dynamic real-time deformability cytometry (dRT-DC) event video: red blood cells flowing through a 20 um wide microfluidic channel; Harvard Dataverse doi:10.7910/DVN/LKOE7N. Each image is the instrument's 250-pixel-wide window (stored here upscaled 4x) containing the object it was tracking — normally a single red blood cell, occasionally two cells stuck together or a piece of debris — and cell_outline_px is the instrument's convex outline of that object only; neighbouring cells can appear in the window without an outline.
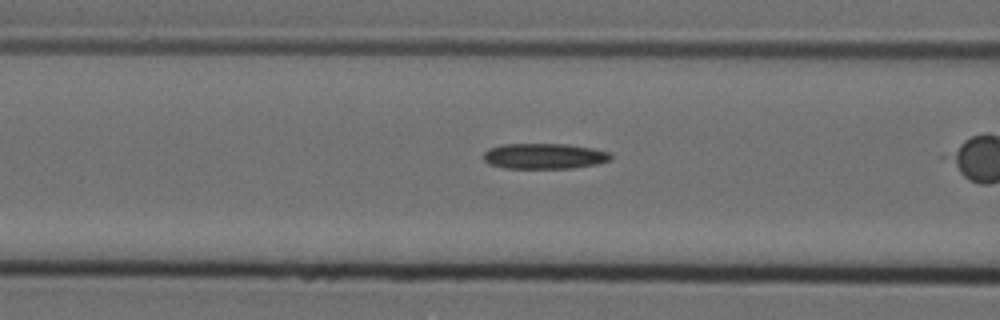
{"species": "Egyptian fruit bat (a non-hibernating species)", "species_latin": "Rousettus aegyptiacus", "temperature_condition": "cold", "stored_images_in_passage": 43, "camera_frame_rate_fps": 3000, "um_per_image_px": 0.085, "animal": {"sex": "female"}, "frame": {"image": 1, "passage_image": 20, "time_ms": 6.333, "image_size_px": [1000, 320], "cell_outline_px": [[612, 160], [596, 164], [572, 168], [504, 168], [488, 164], [484, 160], [484, 152], [488, 148], [504, 144], [568, 144], [592, 148], [608, 152], [612, 156]], "centroid_in_image_um": [46.25, 13.27], "position_along_channel_um": 120.3, "area_um2": 19.02}}
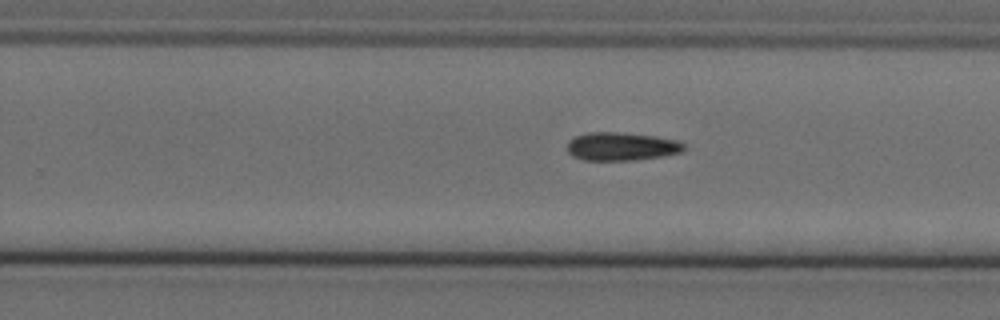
{"frame": {"image": 2, "passage_image": 33, "time_ms": 10.667, "image_size_px": [1000, 320], "cell_outline_px": [[684, 148], [680, 152], [664, 156], [632, 160], [584, 160], [572, 156], [568, 152], [568, 140], [576, 136], [588, 132], [616, 132], [656, 136], [680, 140], [684, 144]], "centroid_in_image_um": [52.83, 12.44], "position_along_channel_um": 277.0, "area_um2": 19.25}}
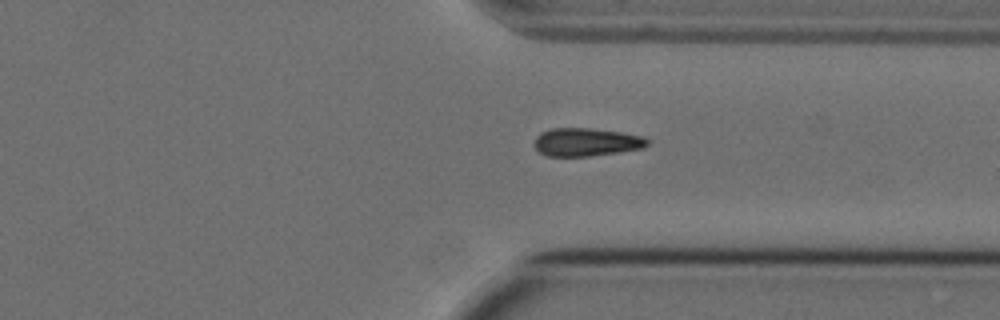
{"frame": {"image": 3, "passage_image": 40, "time_ms": 13.0, "image_size_px": [1000, 320], "cell_outline_px": [[648, 144], [644, 148], [588, 156], [548, 156], [540, 152], [532, 144], [536, 136], [540, 132], [552, 128], [592, 128], [620, 132], [644, 136], [648, 140]], "centroid_in_image_um": [49.8, 12.07], "position_along_channel_um": 361.6, "area_um2": 18.55}}